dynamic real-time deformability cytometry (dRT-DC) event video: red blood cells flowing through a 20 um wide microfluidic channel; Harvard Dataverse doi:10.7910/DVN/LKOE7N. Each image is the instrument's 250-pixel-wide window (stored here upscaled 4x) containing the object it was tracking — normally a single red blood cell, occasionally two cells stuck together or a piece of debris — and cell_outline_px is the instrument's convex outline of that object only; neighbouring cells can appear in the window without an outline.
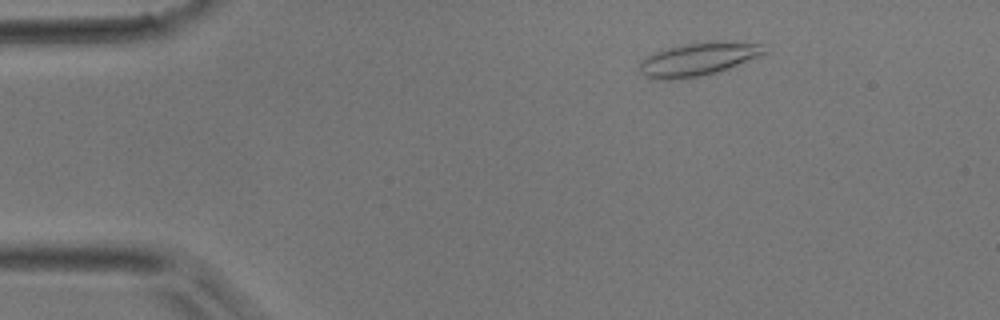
{"species": "common noctule bat (a hibernating species)", "species_latin": "Nyctalus noctula", "temperature_condition": "room temperature", "stored_images_in_passage": 39, "camera_frame_rate_fps": 3000, "um_per_image_px": 0.085, "animal": {"sex": "male", "body_mass_g": 17.9}, "frame": {"image": 1, "passage_image": 2, "time_ms": 0.333, "image_size_px": [1000, 320], "cell_outline_px": [[768, 52], [728, 68], [716, 72], [700, 76], [680, 80], [656, 80], [644, 76], [640, 72], [640, 60], [656, 52], [668, 48], [684, 44], [708, 40], [716, 40], [764, 44]], "centroid_in_image_um": [59.33, 5.03], "position_along_channel_um": 25.7, "area_um2": 24.33}}
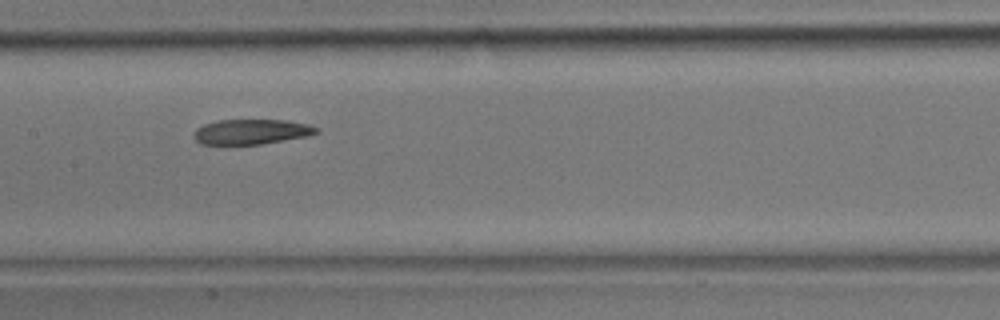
{"frame": {"image": 2, "passage_image": 17, "time_ms": 5.333, "image_size_px": [1000, 320], "cell_outline_px": [[320, 132], [308, 136], [260, 144], [200, 144], [192, 136], [196, 128], [204, 124], [220, 120], [288, 120], [308, 124], [320, 128]], "centroid_in_image_um": [21.39, 11.19], "position_along_channel_um": 186.0, "area_um2": 17.98}}
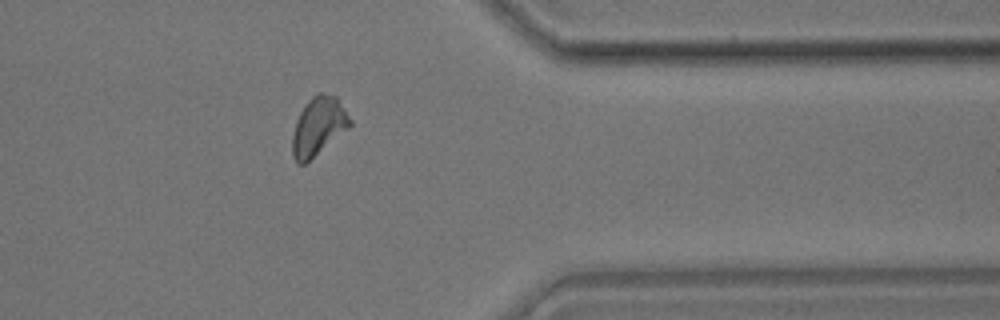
{"frame": {"image": 3, "passage_image": 31, "time_ms": 10.0, "image_size_px": [1000, 320], "cell_outline_px": [[352, 124], [348, 128], [304, 164], [296, 164], [292, 156], [292, 136], [296, 120], [300, 112], [308, 100], [312, 96], [320, 92], [336, 96], [352, 120]], "centroid_in_image_um": [27.04, 10.73], "position_along_channel_um": 384.4, "area_um2": 19.36}}